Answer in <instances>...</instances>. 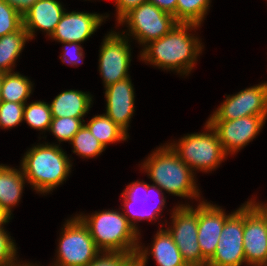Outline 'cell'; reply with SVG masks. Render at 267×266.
<instances>
[{"mask_svg": "<svg viewBox=\"0 0 267 266\" xmlns=\"http://www.w3.org/2000/svg\"><path fill=\"white\" fill-rule=\"evenodd\" d=\"M124 266H144L141 259L135 255Z\"/></svg>", "mask_w": 267, "mask_h": 266, "instance_id": "f35d334b", "label": "cell"}, {"mask_svg": "<svg viewBox=\"0 0 267 266\" xmlns=\"http://www.w3.org/2000/svg\"><path fill=\"white\" fill-rule=\"evenodd\" d=\"M243 248L246 266L267 265V229L262 217L244 203Z\"/></svg>", "mask_w": 267, "mask_h": 266, "instance_id": "2e32d148", "label": "cell"}, {"mask_svg": "<svg viewBox=\"0 0 267 266\" xmlns=\"http://www.w3.org/2000/svg\"><path fill=\"white\" fill-rule=\"evenodd\" d=\"M117 23L118 27L125 24L128 28L126 34L123 30L120 33L127 38L133 37L142 48L167 34L177 24L173 15L149 1L130 10Z\"/></svg>", "mask_w": 267, "mask_h": 266, "instance_id": "52a82bcc", "label": "cell"}, {"mask_svg": "<svg viewBox=\"0 0 267 266\" xmlns=\"http://www.w3.org/2000/svg\"><path fill=\"white\" fill-rule=\"evenodd\" d=\"M211 0H177L176 22L201 26L211 6Z\"/></svg>", "mask_w": 267, "mask_h": 266, "instance_id": "d4e9b609", "label": "cell"}, {"mask_svg": "<svg viewBox=\"0 0 267 266\" xmlns=\"http://www.w3.org/2000/svg\"><path fill=\"white\" fill-rule=\"evenodd\" d=\"M85 120L73 117H52V121L49 130L59 141L70 142L74 135L79 131V129L84 125Z\"/></svg>", "mask_w": 267, "mask_h": 266, "instance_id": "83f0119b", "label": "cell"}, {"mask_svg": "<svg viewBox=\"0 0 267 266\" xmlns=\"http://www.w3.org/2000/svg\"><path fill=\"white\" fill-rule=\"evenodd\" d=\"M63 49V55L60 54L59 58L61 62L76 66L82 64L84 58V50L81 43L78 42H61Z\"/></svg>", "mask_w": 267, "mask_h": 266, "instance_id": "d6a6232c", "label": "cell"}, {"mask_svg": "<svg viewBox=\"0 0 267 266\" xmlns=\"http://www.w3.org/2000/svg\"><path fill=\"white\" fill-rule=\"evenodd\" d=\"M200 27L177 23L167 34L145 45L139 59L164 71H175L180 76L189 75L204 49L200 38L189 31L195 32Z\"/></svg>", "mask_w": 267, "mask_h": 266, "instance_id": "6da1fadb", "label": "cell"}, {"mask_svg": "<svg viewBox=\"0 0 267 266\" xmlns=\"http://www.w3.org/2000/svg\"><path fill=\"white\" fill-rule=\"evenodd\" d=\"M69 143L73 147L72 152L82 159H92L105 151L104 146L92 135L85 125L79 129Z\"/></svg>", "mask_w": 267, "mask_h": 266, "instance_id": "484cf974", "label": "cell"}, {"mask_svg": "<svg viewBox=\"0 0 267 266\" xmlns=\"http://www.w3.org/2000/svg\"><path fill=\"white\" fill-rule=\"evenodd\" d=\"M148 178L163 192L174 196L201 201L196 174L171 148L164 144L152 151L140 166ZM198 199V200H197Z\"/></svg>", "mask_w": 267, "mask_h": 266, "instance_id": "7a4b0ae2", "label": "cell"}, {"mask_svg": "<svg viewBox=\"0 0 267 266\" xmlns=\"http://www.w3.org/2000/svg\"><path fill=\"white\" fill-rule=\"evenodd\" d=\"M134 255L120 252H101L87 266H124Z\"/></svg>", "mask_w": 267, "mask_h": 266, "instance_id": "1f68e13d", "label": "cell"}, {"mask_svg": "<svg viewBox=\"0 0 267 266\" xmlns=\"http://www.w3.org/2000/svg\"><path fill=\"white\" fill-rule=\"evenodd\" d=\"M246 202L262 217L267 229V203L256 202L255 197Z\"/></svg>", "mask_w": 267, "mask_h": 266, "instance_id": "8d00e7d4", "label": "cell"}, {"mask_svg": "<svg viewBox=\"0 0 267 266\" xmlns=\"http://www.w3.org/2000/svg\"><path fill=\"white\" fill-rule=\"evenodd\" d=\"M244 204L226 221L213 257L206 266L246 265L243 248Z\"/></svg>", "mask_w": 267, "mask_h": 266, "instance_id": "7c38bea8", "label": "cell"}, {"mask_svg": "<svg viewBox=\"0 0 267 266\" xmlns=\"http://www.w3.org/2000/svg\"><path fill=\"white\" fill-rule=\"evenodd\" d=\"M2 73H0V102H1Z\"/></svg>", "mask_w": 267, "mask_h": 266, "instance_id": "60d3db41", "label": "cell"}, {"mask_svg": "<svg viewBox=\"0 0 267 266\" xmlns=\"http://www.w3.org/2000/svg\"><path fill=\"white\" fill-rule=\"evenodd\" d=\"M84 125L105 149L112 143L115 144L129 138V134L115 124L105 113L95 115Z\"/></svg>", "mask_w": 267, "mask_h": 266, "instance_id": "cb8c5ba5", "label": "cell"}, {"mask_svg": "<svg viewBox=\"0 0 267 266\" xmlns=\"http://www.w3.org/2000/svg\"><path fill=\"white\" fill-rule=\"evenodd\" d=\"M131 77L107 86L105 90V114L128 134L135 112V91Z\"/></svg>", "mask_w": 267, "mask_h": 266, "instance_id": "e0dca14e", "label": "cell"}, {"mask_svg": "<svg viewBox=\"0 0 267 266\" xmlns=\"http://www.w3.org/2000/svg\"><path fill=\"white\" fill-rule=\"evenodd\" d=\"M104 37L99 50L98 70L106 88L130 77L128 70L132 60V48L130 39L120 32L111 30Z\"/></svg>", "mask_w": 267, "mask_h": 266, "instance_id": "30bf717a", "label": "cell"}, {"mask_svg": "<svg viewBox=\"0 0 267 266\" xmlns=\"http://www.w3.org/2000/svg\"><path fill=\"white\" fill-rule=\"evenodd\" d=\"M267 116H245L234 120H207L218 135L224 152L235 155L262 130Z\"/></svg>", "mask_w": 267, "mask_h": 266, "instance_id": "4fadbf2b", "label": "cell"}, {"mask_svg": "<svg viewBox=\"0 0 267 266\" xmlns=\"http://www.w3.org/2000/svg\"><path fill=\"white\" fill-rule=\"evenodd\" d=\"M76 215L86 225L101 252L137 254L141 234L136 232L120 208Z\"/></svg>", "mask_w": 267, "mask_h": 266, "instance_id": "277c9868", "label": "cell"}, {"mask_svg": "<svg viewBox=\"0 0 267 266\" xmlns=\"http://www.w3.org/2000/svg\"><path fill=\"white\" fill-rule=\"evenodd\" d=\"M22 26V16L4 0H0V37L18 31Z\"/></svg>", "mask_w": 267, "mask_h": 266, "instance_id": "f546056e", "label": "cell"}, {"mask_svg": "<svg viewBox=\"0 0 267 266\" xmlns=\"http://www.w3.org/2000/svg\"><path fill=\"white\" fill-rule=\"evenodd\" d=\"M226 214L224 208L207 200L198 202V244L202 252V266L213 257L225 221L235 212Z\"/></svg>", "mask_w": 267, "mask_h": 266, "instance_id": "5bb4252c", "label": "cell"}, {"mask_svg": "<svg viewBox=\"0 0 267 266\" xmlns=\"http://www.w3.org/2000/svg\"><path fill=\"white\" fill-rule=\"evenodd\" d=\"M23 121L31 127V129L46 132L49 130L52 114L49 103L44 101H35L25 103Z\"/></svg>", "mask_w": 267, "mask_h": 266, "instance_id": "4316f807", "label": "cell"}, {"mask_svg": "<svg viewBox=\"0 0 267 266\" xmlns=\"http://www.w3.org/2000/svg\"><path fill=\"white\" fill-rule=\"evenodd\" d=\"M9 6L13 7L21 16H23L32 5L38 0H4Z\"/></svg>", "mask_w": 267, "mask_h": 266, "instance_id": "e575fe53", "label": "cell"}, {"mask_svg": "<svg viewBox=\"0 0 267 266\" xmlns=\"http://www.w3.org/2000/svg\"><path fill=\"white\" fill-rule=\"evenodd\" d=\"M12 219L11 214L0 206V228H5L6 225Z\"/></svg>", "mask_w": 267, "mask_h": 266, "instance_id": "74e56055", "label": "cell"}, {"mask_svg": "<svg viewBox=\"0 0 267 266\" xmlns=\"http://www.w3.org/2000/svg\"><path fill=\"white\" fill-rule=\"evenodd\" d=\"M63 226L56 260L51 266H87L101 253L88 228L77 215L67 219Z\"/></svg>", "mask_w": 267, "mask_h": 266, "instance_id": "8992f818", "label": "cell"}, {"mask_svg": "<svg viewBox=\"0 0 267 266\" xmlns=\"http://www.w3.org/2000/svg\"><path fill=\"white\" fill-rule=\"evenodd\" d=\"M93 97L89 92L81 90H65L49 103L52 117H73L83 119L90 111Z\"/></svg>", "mask_w": 267, "mask_h": 266, "instance_id": "ffe728a7", "label": "cell"}, {"mask_svg": "<svg viewBox=\"0 0 267 266\" xmlns=\"http://www.w3.org/2000/svg\"><path fill=\"white\" fill-rule=\"evenodd\" d=\"M205 132L184 135L178 141L168 144L178 157L188 165L192 171L208 173L217 169L228 157L224 152L218 135L206 121Z\"/></svg>", "mask_w": 267, "mask_h": 266, "instance_id": "5b68a950", "label": "cell"}, {"mask_svg": "<svg viewBox=\"0 0 267 266\" xmlns=\"http://www.w3.org/2000/svg\"><path fill=\"white\" fill-rule=\"evenodd\" d=\"M148 0H115L116 6V21L118 22L125 14H127L130 10L138 7L144 2Z\"/></svg>", "mask_w": 267, "mask_h": 266, "instance_id": "836d02e7", "label": "cell"}, {"mask_svg": "<svg viewBox=\"0 0 267 266\" xmlns=\"http://www.w3.org/2000/svg\"><path fill=\"white\" fill-rule=\"evenodd\" d=\"M107 17H109L108 14L65 11L50 38L59 43L78 42L82 44L95 34Z\"/></svg>", "mask_w": 267, "mask_h": 266, "instance_id": "9a60e30c", "label": "cell"}, {"mask_svg": "<svg viewBox=\"0 0 267 266\" xmlns=\"http://www.w3.org/2000/svg\"><path fill=\"white\" fill-rule=\"evenodd\" d=\"M5 229L0 228V266H16L20 263L17 256L18 247Z\"/></svg>", "mask_w": 267, "mask_h": 266, "instance_id": "4dcf8cb0", "label": "cell"}, {"mask_svg": "<svg viewBox=\"0 0 267 266\" xmlns=\"http://www.w3.org/2000/svg\"><path fill=\"white\" fill-rule=\"evenodd\" d=\"M29 40L23 26L18 31L0 37V73L13 72L16 60Z\"/></svg>", "mask_w": 267, "mask_h": 266, "instance_id": "7402d4cb", "label": "cell"}, {"mask_svg": "<svg viewBox=\"0 0 267 266\" xmlns=\"http://www.w3.org/2000/svg\"><path fill=\"white\" fill-rule=\"evenodd\" d=\"M152 4L156 5L161 10L174 16L176 20V4L177 0H148Z\"/></svg>", "mask_w": 267, "mask_h": 266, "instance_id": "d590c367", "label": "cell"}, {"mask_svg": "<svg viewBox=\"0 0 267 266\" xmlns=\"http://www.w3.org/2000/svg\"><path fill=\"white\" fill-rule=\"evenodd\" d=\"M25 103L0 102V128L11 129L23 122Z\"/></svg>", "mask_w": 267, "mask_h": 266, "instance_id": "f1b7e54d", "label": "cell"}, {"mask_svg": "<svg viewBox=\"0 0 267 266\" xmlns=\"http://www.w3.org/2000/svg\"><path fill=\"white\" fill-rule=\"evenodd\" d=\"M141 244L140 242L136 255L141 259L144 266H147L148 256L150 255L156 261L157 266H188L172 236L162 226L154 235L150 247L145 248Z\"/></svg>", "mask_w": 267, "mask_h": 266, "instance_id": "d6986e66", "label": "cell"}, {"mask_svg": "<svg viewBox=\"0 0 267 266\" xmlns=\"http://www.w3.org/2000/svg\"><path fill=\"white\" fill-rule=\"evenodd\" d=\"M27 180L21 167L16 169L0 164V206L12 216V208L18 205L23 194Z\"/></svg>", "mask_w": 267, "mask_h": 266, "instance_id": "44dd1931", "label": "cell"}, {"mask_svg": "<svg viewBox=\"0 0 267 266\" xmlns=\"http://www.w3.org/2000/svg\"><path fill=\"white\" fill-rule=\"evenodd\" d=\"M16 266H39V265H37V264H33V263H30V262H23V261H21L18 265H16Z\"/></svg>", "mask_w": 267, "mask_h": 266, "instance_id": "ab89813d", "label": "cell"}, {"mask_svg": "<svg viewBox=\"0 0 267 266\" xmlns=\"http://www.w3.org/2000/svg\"><path fill=\"white\" fill-rule=\"evenodd\" d=\"M196 206L189 203L174 206L170 220L172 225L165 227L188 266H202V252L197 240L198 205Z\"/></svg>", "mask_w": 267, "mask_h": 266, "instance_id": "9c48e42d", "label": "cell"}, {"mask_svg": "<svg viewBox=\"0 0 267 266\" xmlns=\"http://www.w3.org/2000/svg\"><path fill=\"white\" fill-rule=\"evenodd\" d=\"M218 106L208 120H234L245 116H267V82L240 90Z\"/></svg>", "mask_w": 267, "mask_h": 266, "instance_id": "8fae6325", "label": "cell"}, {"mask_svg": "<svg viewBox=\"0 0 267 266\" xmlns=\"http://www.w3.org/2000/svg\"><path fill=\"white\" fill-rule=\"evenodd\" d=\"M33 82L19 72L2 73L1 101L26 103L33 93Z\"/></svg>", "mask_w": 267, "mask_h": 266, "instance_id": "603a6c76", "label": "cell"}, {"mask_svg": "<svg viewBox=\"0 0 267 266\" xmlns=\"http://www.w3.org/2000/svg\"><path fill=\"white\" fill-rule=\"evenodd\" d=\"M164 195V192L157 185L147 184L139 180L129 183L122 191L123 215L136 232L140 234L138 222L142 220L157 221L160 218L166 203V196Z\"/></svg>", "mask_w": 267, "mask_h": 266, "instance_id": "ba28073f", "label": "cell"}, {"mask_svg": "<svg viewBox=\"0 0 267 266\" xmlns=\"http://www.w3.org/2000/svg\"><path fill=\"white\" fill-rule=\"evenodd\" d=\"M60 145L38 143L25 152L20 167L31 188L45 196L63 184L71 173L72 162Z\"/></svg>", "mask_w": 267, "mask_h": 266, "instance_id": "3957f363", "label": "cell"}, {"mask_svg": "<svg viewBox=\"0 0 267 266\" xmlns=\"http://www.w3.org/2000/svg\"><path fill=\"white\" fill-rule=\"evenodd\" d=\"M65 8L59 0H38L22 16L23 27L27 31L30 40L40 30L50 38L57 24L65 12Z\"/></svg>", "mask_w": 267, "mask_h": 266, "instance_id": "ac0fdd59", "label": "cell"}]
</instances>
